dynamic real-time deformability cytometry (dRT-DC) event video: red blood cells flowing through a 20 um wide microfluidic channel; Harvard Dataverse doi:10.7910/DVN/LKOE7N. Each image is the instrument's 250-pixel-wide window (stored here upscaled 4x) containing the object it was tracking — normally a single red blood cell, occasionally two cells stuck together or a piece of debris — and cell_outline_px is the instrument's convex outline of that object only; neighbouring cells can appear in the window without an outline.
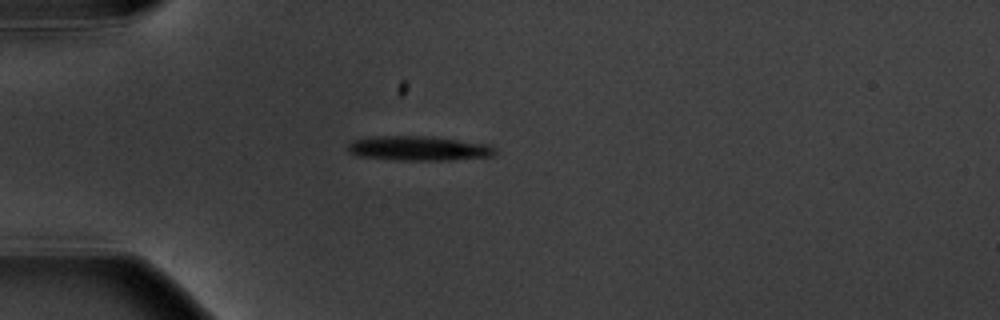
{"species": "common noctule bat (a hibernating species)", "species_latin": "Nyctalus noctula", "temperature_condition": "warm", "stored_images_in_passage": 4, "camera_frame_rate_fps": 3000, "um_per_image_px": 0.085, "animal": {"sex": "male", "body_mass_g": 20.1, "forearm_length_mm": 53.5}, "frame": {"image": 1, "passage_image": 1, "time_ms": 0.0, "image_size_px": [1000, 320], "cell_outline_px": [[496, 152], [492, 156], [448, 160], [400, 160], [360, 156], [352, 152], [348, 148], [348, 144], [352, 140], [372, 136], [432, 136], [488, 144], [496, 148]], "centroid_in_image_um": [35.62, 12.6], "position_along_channel_um": 49.4, "area_um2": 20.98}}
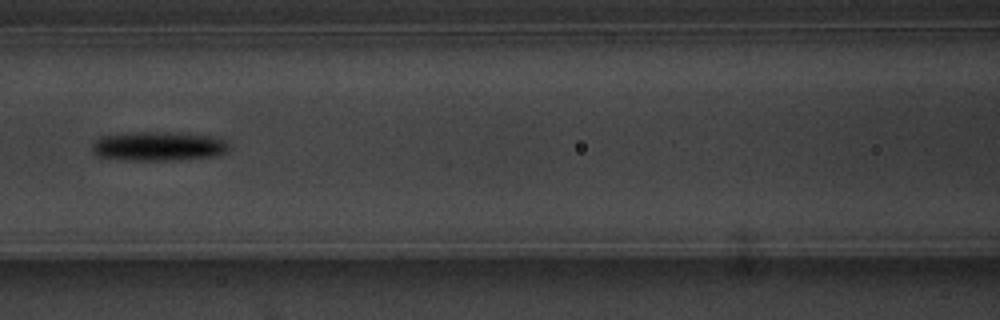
{"frame": {"image": 2, "passage_image": 4, "time_ms": 3.333, "image_size_px": [1000, 320], "cell_outline_px": [[232, 144], [228, 152], [216, 156], [168, 160], [124, 160], [96, 156], [92, 152], [92, 144], [100, 136], [136, 132], [168, 132], [220, 136], [228, 140]], "centroid_in_image_um": [13.55, 12.42], "position_along_channel_um": 153.1, "area_um2": 23.81}}